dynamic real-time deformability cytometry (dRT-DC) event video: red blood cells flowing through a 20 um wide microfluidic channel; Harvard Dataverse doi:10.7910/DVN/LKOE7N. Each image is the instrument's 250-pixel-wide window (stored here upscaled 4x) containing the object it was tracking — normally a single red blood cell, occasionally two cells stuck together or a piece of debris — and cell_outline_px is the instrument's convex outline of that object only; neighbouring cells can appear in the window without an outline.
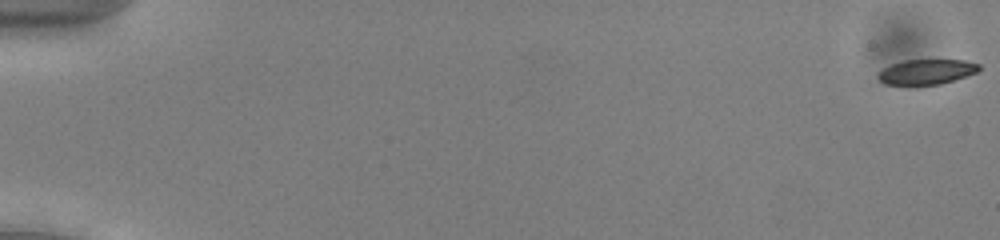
{"species": "common noctule bat (a hibernating species)", "species_latin": "Nyctalus noctula", "temperature_condition": "cold", "stored_images_in_passage": 54, "camera_frame_rate_fps": 3000, "um_per_image_px": 0.085, "animal": {"sex": "male", "body_mass_g": 13.0, "forearm_length_mm": 53.1}, "frame": {"image": 1, "passage_image": 1, "time_ms": 0.0, "image_size_px": [1000, 240], "cell_outline_px": [[980, 68], [976, 72], [940, 84], [916, 88], [884, 84], [876, 76], [884, 68], [892, 64], [904, 60], [964, 60], [980, 64]], "centroid_in_image_um": [78.69, 6.15], "position_along_channel_um": 6.3, "area_um2": 15.2}}
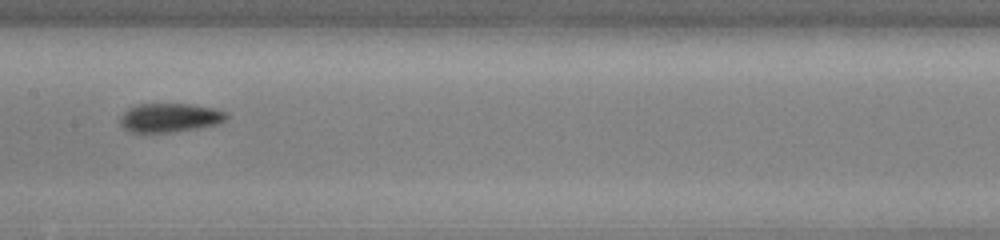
{"frame": {"image": 2, "passage_image": 29, "time_ms": 9.333, "image_size_px": [1000, 240], "cell_outline_px": [[228, 116], [224, 120], [216, 124], [196, 128], [172, 132], [132, 132], [124, 128], [120, 124], [120, 116], [128, 108], [136, 104], [192, 104], [212, 108], [228, 112]], "centroid_in_image_um": [14.41, 9.99], "position_along_channel_um": 193.0, "area_um2": 17.8}}
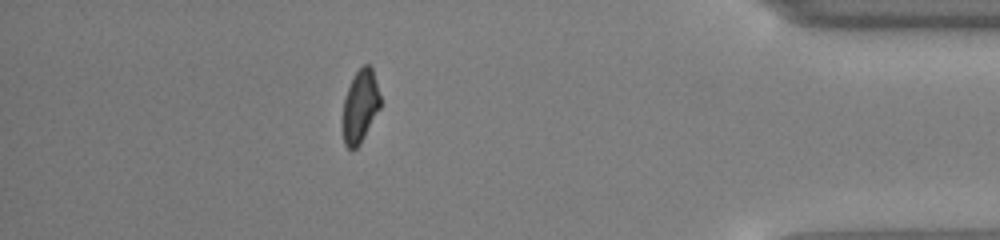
{"frame": {"image": 3, "passage_image": 48, "time_ms": 15.667, "image_size_px": [1000, 240], "cell_outline_px": [[380, 108], [360, 144], [356, 148], [348, 148], [344, 144], [344, 100], [348, 88], [356, 72], [364, 64], [368, 64], [372, 68], [380, 96]], "centroid_in_image_um": [30.64, 9.02], "position_along_channel_um": 404.6, "area_um2": 15.43}, "authors_computed_cell_mechanics": {"area_um2": 17.1088, "velocity_mm_per_s": 3.9546, "shape_relaxation_time_tau1_ms": 5.5366, "shape_relaxation_time_tau2_ms": 4.4705, "deformation_change_tau1": 0.1052, "deformation_change_tau2": 0.0787}}